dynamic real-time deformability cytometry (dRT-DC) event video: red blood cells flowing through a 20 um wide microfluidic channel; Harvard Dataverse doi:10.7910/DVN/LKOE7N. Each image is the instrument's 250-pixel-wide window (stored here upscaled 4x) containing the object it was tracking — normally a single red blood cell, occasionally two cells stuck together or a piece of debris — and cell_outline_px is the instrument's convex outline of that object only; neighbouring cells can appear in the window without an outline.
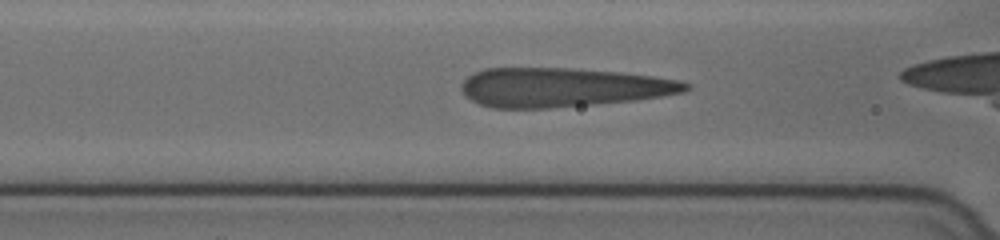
{"species": "human", "species_latin": "Homo sapiens", "temperature_condition": "cold", "stored_images_in_passage": 28, "camera_frame_rate_fps": 3000, "um_per_image_px": 0.085, "donor": {"sex": "female"}, "frame": {"image": 1, "passage_image": 6, "time_ms": 1.667, "image_size_px": [1000, 240], "cell_outline_px": [[692, 88], [684, 92], [636, 100], [548, 108], [492, 108], [480, 104], [464, 96], [460, 88], [460, 84], [468, 76], [484, 68], [568, 68], [620, 72], [652, 76], [680, 80], [692, 84]], "centroid_in_image_um": [47.82, 7.42], "position_along_channel_um": 118.8, "area_um2": 51.21}}
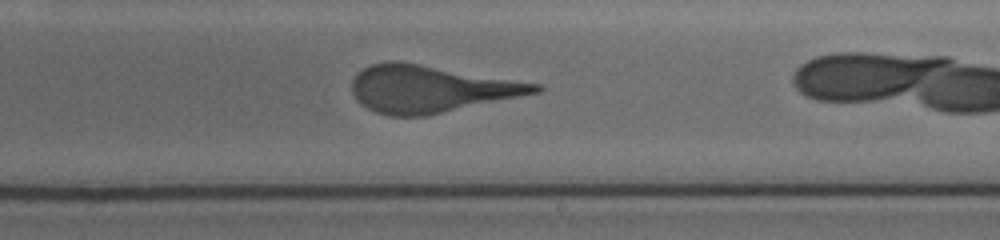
{"frame": {"image": 2, "passage_image": 17, "time_ms": 5.333, "image_size_px": [1000, 240], "cell_outline_px": [[544, 88], [540, 92], [428, 116], [388, 116], [376, 112], [360, 104], [356, 100], [352, 92], [352, 80], [356, 72], [372, 64], [388, 60], [396, 60], [540, 84]], "centroid_in_image_um": [36.55, 7.56], "position_along_channel_um": 252.4, "area_um2": 50.29}}
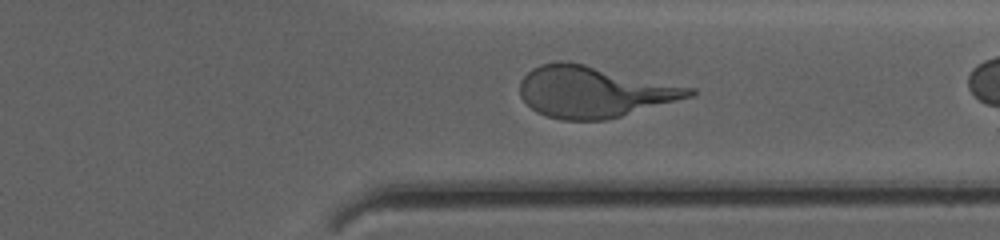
{"frame": {"image": 3, "passage_image": 26, "time_ms": 8.333, "image_size_px": [1000, 240], "cell_outline_px": [[696, 96], [620, 116], [604, 120], [560, 120], [536, 112], [520, 96], [520, 80], [532, 68], [540, 64], [560, 60], [568, 60], [696, 88]], "centroid_in_image_um": [50.51, 7.78], "position_along_channel_um": 360.9, "area_um2": 51.04}}